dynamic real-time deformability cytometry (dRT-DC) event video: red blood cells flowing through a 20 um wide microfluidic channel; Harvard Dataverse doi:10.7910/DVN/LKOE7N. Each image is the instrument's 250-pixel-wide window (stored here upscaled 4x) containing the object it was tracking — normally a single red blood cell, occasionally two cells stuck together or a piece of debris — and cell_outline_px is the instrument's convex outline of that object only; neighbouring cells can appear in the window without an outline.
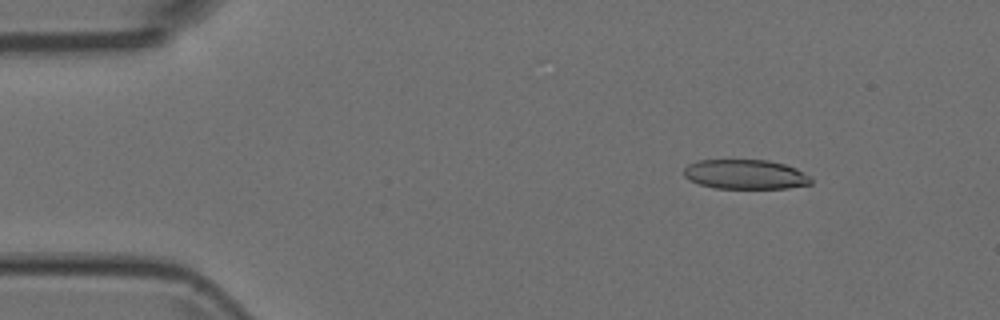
{"species": "Egyptian fruit bat (a non-hibernating species)", "species_latin": "Rousettus aegyptiacus", "temperature_condition": "room temperature", "stored_images_in_passage": 6, "camera_frame_rate_fps": 3000, "um_per_image_px": 0.085, "animal": {"sex": "female"}, "frame": {"image": 1, "passage_image": 2, "time_ms": 0.333, "image_size_px": [1000, 320], "cell_outline_px": [[812, 184], [788, 188], [716, 188], [700, 184], [688, 180], [684, 176], [684, 168], [688, 164], [700, 160], [768, 160], [784, 164], [796, 168], [812, 176]], "centroid_in_image_um": [63.38, 14.82], "position_along_channel_um": 21.6, "area_um2": 22.02}}
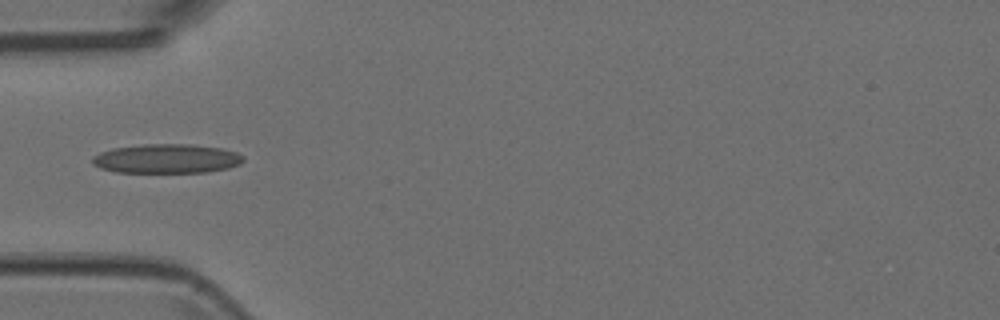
{"frame": {"image": 2, "passage_image": 5, "time_ms": 1.333, "image_size_px": [1000, 320], "cell_outline_px": [[244, 160], [240, 164], [228, 168], [208, 172], [116, 172], [100, 168], [92, 164], [92, 156], [100, 152], [112, 148], [144, 144], [192, 144], [220, 148], [236, 152], [244, 156]], "centroid_in_image_um": [14.16, 13.48], "position_along_channel_um": 70.8, "area_um2": 25.84}}
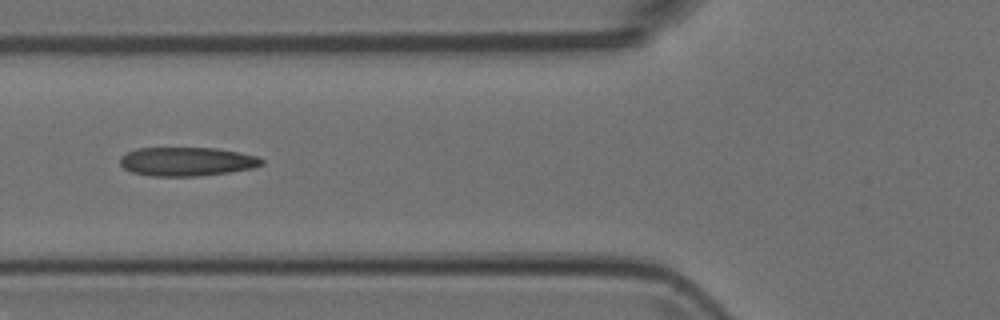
{"frame": {"image": 3, "passage_image": 6, "time_ms": 1.667, "image_size_px": [1000, 320], "cell_outline_px": [[264, 164], [252, 168], [228, 172], [200, 176], [152, 176], [132, 172], [124, 168], [120, 164], [120, 156], [136, 148], [216, 148], [240, 152], [256, 156], [264, 160]], "centroid_in_image_um": [15.88, 13.73], "position_along_channel_um": 109.9, "area_um2": 23.81}}